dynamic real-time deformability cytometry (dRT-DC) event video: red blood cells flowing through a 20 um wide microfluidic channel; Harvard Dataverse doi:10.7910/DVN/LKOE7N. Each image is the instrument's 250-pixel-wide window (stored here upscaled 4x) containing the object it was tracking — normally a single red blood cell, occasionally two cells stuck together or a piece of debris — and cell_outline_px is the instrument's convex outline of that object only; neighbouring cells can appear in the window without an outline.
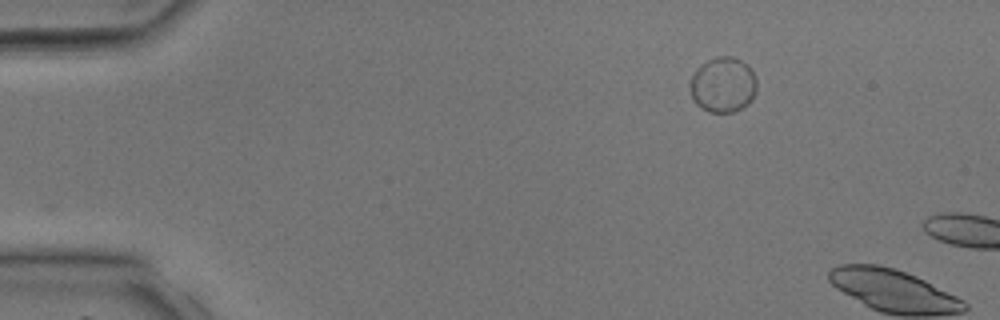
{"species": "common noctule bat (a hibernating species)", "species_latin": "Nyctalus noctula", "temperature_condition": "room temperature", "stored_images_in_passage": 3, "camera_frame_rate_fps": 3000, "um_per_image_px": 0.085, "animal": {"sex": "male", "body_mass_g": 17.9, "forearm_length_mm": 54.2}, "frame": {"image": 1, "passage_image": 1, "time_ms": 0.0, "image_size_px": [1000, 320], "cell_outline_px": [[756, 92], [752, 100], [748, 104], [736, 112], [708, 112], [700, 108], [692, 100], [688, 84], [696, 68], [708, 60], [716, 56], [732, 56], [748, 64], [756, 80]], "centroid_in_image_um": [61.43, 7.22], "position_along_channel_um": 23.6, "area_um2": 21.91}}